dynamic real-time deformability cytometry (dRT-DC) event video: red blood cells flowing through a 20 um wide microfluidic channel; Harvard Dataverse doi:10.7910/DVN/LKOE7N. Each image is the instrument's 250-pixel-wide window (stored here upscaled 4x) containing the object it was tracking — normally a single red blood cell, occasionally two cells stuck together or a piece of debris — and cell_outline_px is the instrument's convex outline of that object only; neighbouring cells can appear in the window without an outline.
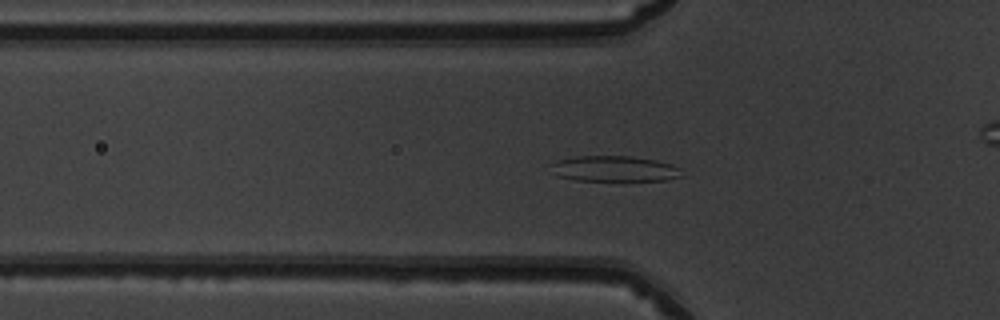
{"species": "common noctule bat (a hibernating species)", "species_latin": "Nyctalus noctula", "temperature_condition": "warm", "stored_images_in_passage": 48, "camera_frame_rate_fps": 3000, "um_per_image_px": 0.085, "animal": {"sex": "male", "body_mass_g": 19.5, "forearm_length_mm": 54.6}, "frame": {"image": 1, "passage_image": 14, "time_ms": 4.333, "image_size_px": [1000, 320], "cell_outline_px": [[684, 176], [668, 180], [576, 180], [556, 176], [548, 164], [556, 160], [576, 156], [632, 156], [656, 160], [672, 164], [680, 168]], "centroid_in_image_um": [52.21, 14.33], "position_along_channel_um": 73.6, "area_um2": 19.77}}
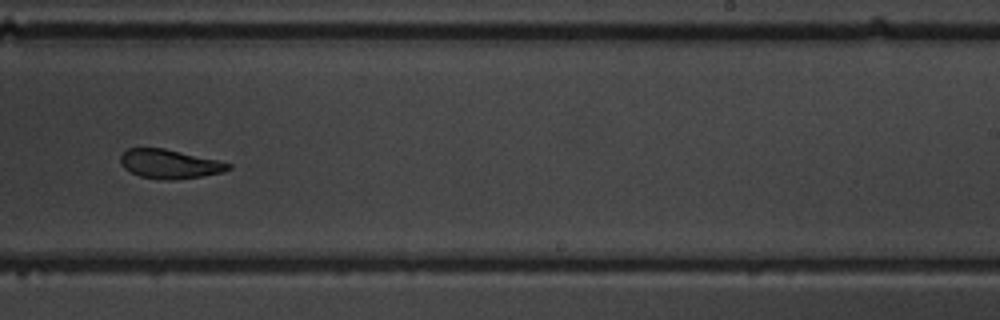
{"frame": {"image": 2, "passage_image": 29, "time_ms": 9.333, "image_size_px": [1000, 320], "cell_outline_px": [[232, 168], [224, 172], [200, 176], [172, 180], [164, 180], [140, 176], [124, 168], [120, 164], [120, 156], [128, 148], [164, 148], [220, 160], [232, 164]], "centroid_in_image_um": [14.44, 13.93], "position_along_channel_um": 274.6, "area_um2": 18.32}}
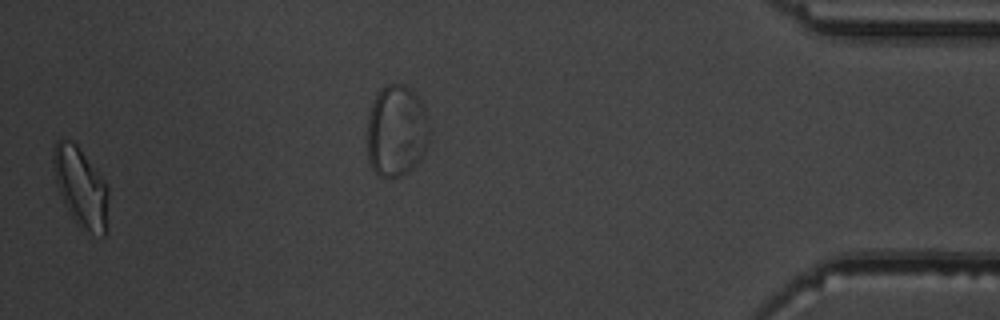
{"frame": {"image": 3, "passage_image": 47, "time_ms": 15.333, "image_size_px": [1000, 320], "cell_outline_px": [[108, 196], [104, 236], [92, 232], [80, 224], [68, 212], [60, 192], [56, 180], [52, 164], [52, 148], [56, 140], [72, 140], [76, 144], [104, 180], [108, 188]], "centroid_in_image_um": [6.83, 15.82], "position_along_channel_um": 428.4, "area_um2": 24.68}, "authors_computed_cell_mechanics": {"area_um2": 20.23, "velocity_mm_per_s": 4.0199, "shape_relaxation_time_tau1_ms": 5.1145, "shape_relaxation_time_tau2_ms": 2.8365, "deformation_change_tau1": 0.1714, "deformation_change_tau2": 0.0725}}